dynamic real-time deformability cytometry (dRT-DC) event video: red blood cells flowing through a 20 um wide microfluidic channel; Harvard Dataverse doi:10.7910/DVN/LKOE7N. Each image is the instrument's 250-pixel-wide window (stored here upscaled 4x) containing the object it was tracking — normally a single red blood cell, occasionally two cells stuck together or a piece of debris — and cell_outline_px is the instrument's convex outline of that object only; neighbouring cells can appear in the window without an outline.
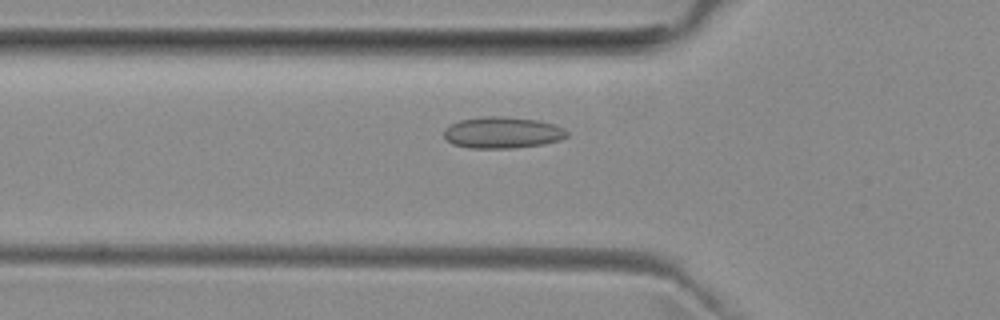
{"species": "common noctule bat (a hibernating species)", "species_latin": "Nyctalus noctula", "temperature_condition": "room temperature", "stored_images_in_passage": 39, "camera_frame_rate_fps": 3000, "um_per_image_px": 0.085, "animal": {"sex": "female", "body_mass_g": 29.2, "forearm_length_mm": 56.3}, "frame": {"image": 1, "passage_image": 7, "time_ms": 2.0, "image_size_px": [1000, 320], "cell_outline_px": [[568, 136], [560, 140], [544, 144], [512, 148], [472, 148], [452, 144], [444, 136], [444, 128], [460, 120], [480, 116], [500, 116], [540, 120], [556, 124], [564, 128], [568, 132]], "centroid_in_image_um": [42.74, 11.26], "position_along_channel_um": 83.1, "area_um2": 22.72}}
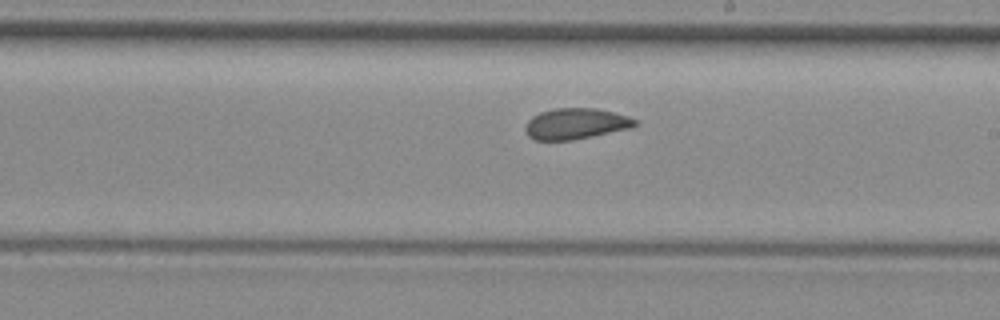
{"frame": {"image": 2, "passage_image": 19, "time_ms": 6.0, "image_size_px": [1000, 320], "cell_outline_px": [[640, 124], [632, 128], [572, 140], [536, 140], [528, 136], [524, 128], [528, 120], [532, 116], [540, 112], [552, 108], [596, 108], [628, 116], [636, 120]], "centroid_in_image_um": [48.94, 10.51], "position_along_channel_um": 240.1, "area_um2": 19.88}}
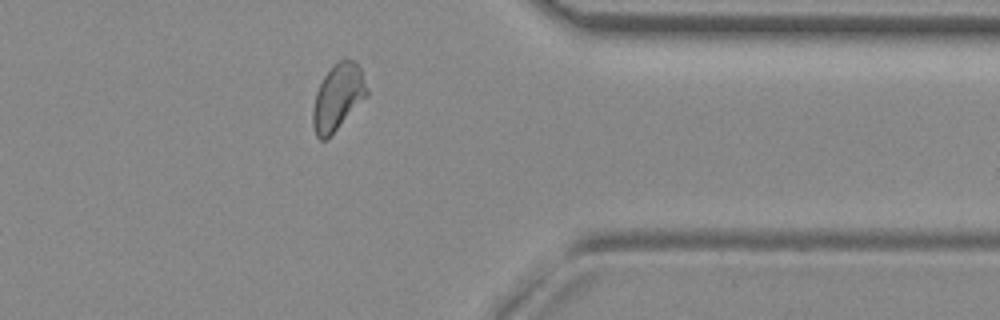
{"frame": {"image": 3, "passage_image": 31, "time_ms": 10.0, "image_size_px": [1000, 320], "cell_outline_px": [[368, 92], [328, 140], [320, 140], [316, 136], [312, 124], [312, 112], [316, 92], [324, 76], [332, 64], [340, 60], [356, 60], [360, 68], [368, 88]], "centroid_in_image_um": [28.68, 8.26], "position_along_channel_um": 382.7, "area_um2": 20.63}, "authors_computed_cell_mechanics": {"area_um2": 20.3456, "velocity_mm_per_s": 3.9129, "shape_relaxation_time_tau1_ms": null, "shape_relaxation_time_tau2_ms": 1.7513, "deformation_change_tau1": null, "deformation_change_tau2": 0.08}}